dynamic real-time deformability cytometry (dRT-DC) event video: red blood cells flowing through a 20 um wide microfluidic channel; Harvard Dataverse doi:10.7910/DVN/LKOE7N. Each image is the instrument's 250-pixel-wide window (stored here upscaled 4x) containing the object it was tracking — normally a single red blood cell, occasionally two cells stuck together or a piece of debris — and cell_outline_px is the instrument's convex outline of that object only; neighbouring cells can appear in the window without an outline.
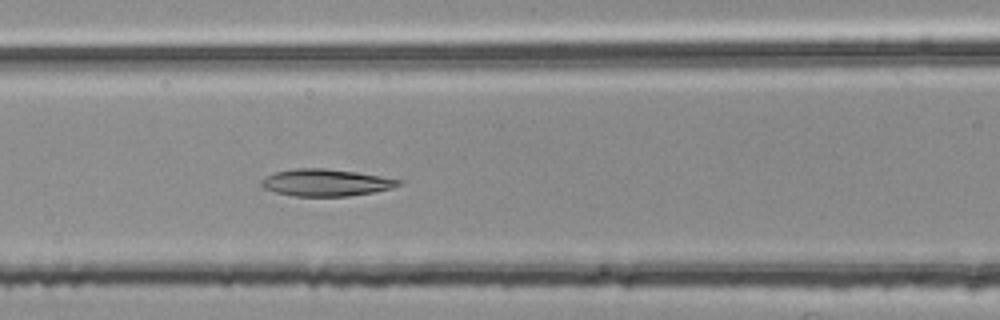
{"species": "common noctule bat (a hibernating species)", "species_latin": "Nyctalus noctula", "temperature_condition": "room temperature", "stored_images_in_passage": 37, "camera_frame_rate_fps": 3000, "um_per_image_px": 0.085, "animal": {"sex": "female", "body_mass_g": 25.1}, "frame": {"image": 1, "passage_image": 9, "time_ms": 2.667, "image_size_px": [1000, 320], "cell_outline_px": [[404, 184], [392, 188], [372, 192], [348, 196], [296, 196], [276, 192], [264, 188], [260, 184], [260, 180], [276, 172], [296, 168], [324, 168], [356, 172], [404, 180]], "centroid_in_image_um": [27.74, 15.52], "position_along_channel_um": 138.9, "area_um2": 21.5}}
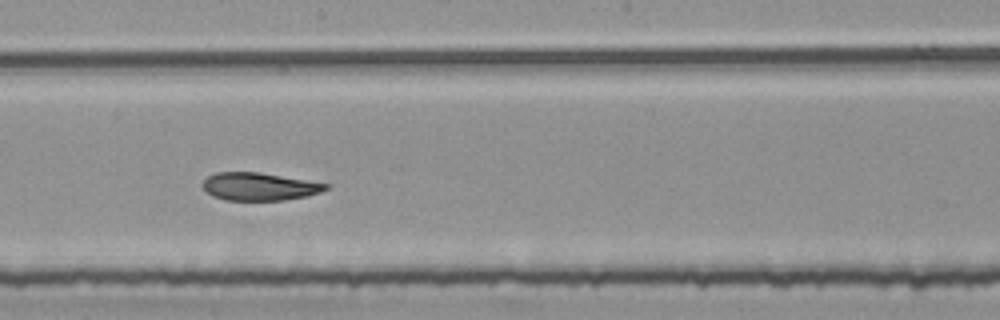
{"frame": {"image": 2, "passage_image": 16, "time_ms": 5.0, "image_size_px": [1000, 320], "cell_outline_px": [[332, 184], [328, 188], [320, 192], [304, 196], [284, 200], [224, 200], [212, 196], [200, 184], [208, 176], [216, 172], [260, 172]], "centroid_in_image_um": [22.04, 15.85], "position_along_channel_um": 226.2, "area_um2": 20.0}}
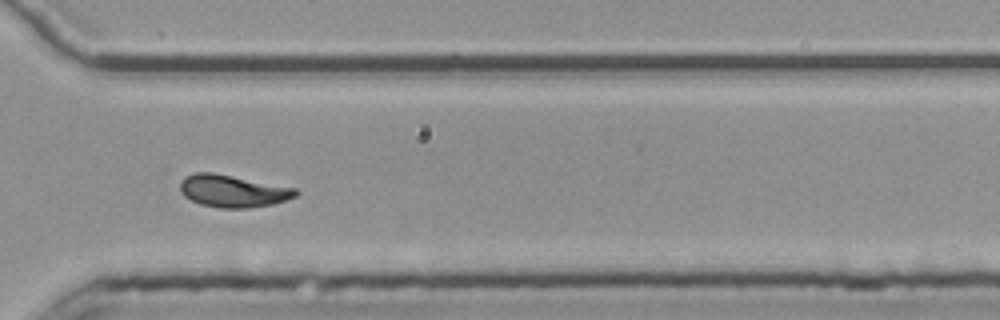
{"frame": {"image": 3, "passage_image": 26, "time_ms": 8.333, "image_size_px": [1000, 320], "cell_outline_px": [[300, 192], [296, 196], [272, 204], [248, 208], [220, 208], [200, 204], [184, 196], [180, 188], [180, 180], [184, 176], [196, 172], [212, 172], [296, 188]], "centroid_in_image_um": [19.77, 16.23], "position_along_channel_um": 350.8, "area_um2": 21.68}, "authors_computed_cell_mechanics": {"area_um2": 21.1548, "velocity_mm_per_s": 3.7414, "shape_relaxation_time_tau1_ms": null, "shape_relaxation_time_tau2_ms": 2.1143, "deformation_change_tau1": null, "deformation_change_tau2": 0.0841}}